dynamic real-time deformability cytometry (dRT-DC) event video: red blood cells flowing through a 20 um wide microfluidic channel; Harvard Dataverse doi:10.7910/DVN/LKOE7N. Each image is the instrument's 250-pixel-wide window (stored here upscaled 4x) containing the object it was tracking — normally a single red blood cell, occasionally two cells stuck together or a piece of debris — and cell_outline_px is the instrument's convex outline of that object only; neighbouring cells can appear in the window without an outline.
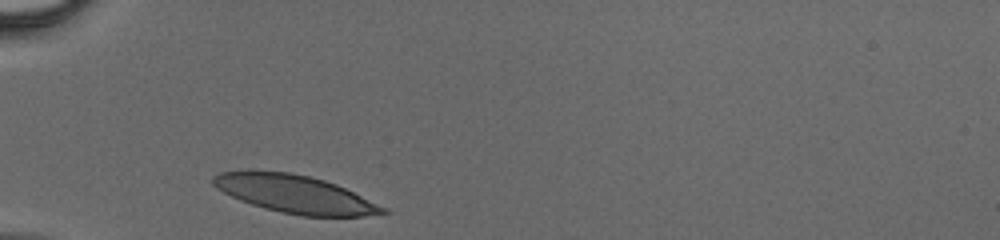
{"species": "human", "species_latin": "Homo sapiens", "temperature_condition": "cold", "stored_images_in_passage": 25, "camera_frame_rate_fps": 3000, "um_per_image_px": 0.085, "donor": {"sex": "male"}, "frame": {"image": 1, "passage_image": 1, "time_ms": 0.0, "image_size_px": [1000, 240], "cell_outline_px": [[388, 212], [360, 216], [300, 216], [280, 212], [252, 204], [240, 200], [216, 188], [212, 184], [212, 176], [220, 172], [288, 172], [308, 176], [324, 180], [336, 184], [384, 208]], "centroid_in_image_um": [25.02, 16.5], "position_along_channel_um": 60.0, "area_um2": 36.36}}
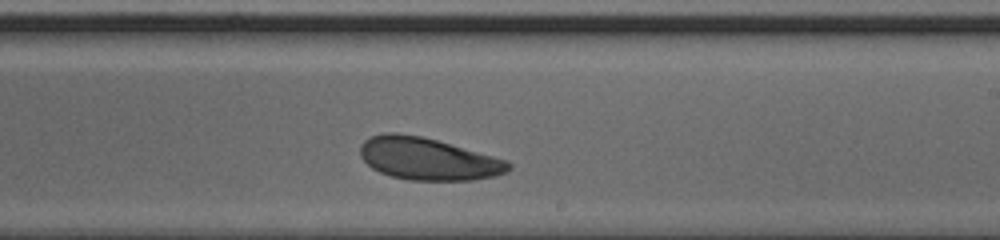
{"frame": {"image": 2, "passage_image": 15, "time_ms": 4.667, "image_size_px": [1000, 240], "cell_outline_px": [[512, 168], [508, 172], [496, 176], [472, 180], [408, 180], [392, 176], [380, 172], [372, 168], [360, 156], [360, 144], [364, 140], [372, 136], [384, 132], [396, 132], [420, 136], [436, 140], [504, 160], [512, 164]], "centroid_in_image_um": [36.34, 13.51], "position_along_channel_um": 252.7, "area_um2": 36.24}}
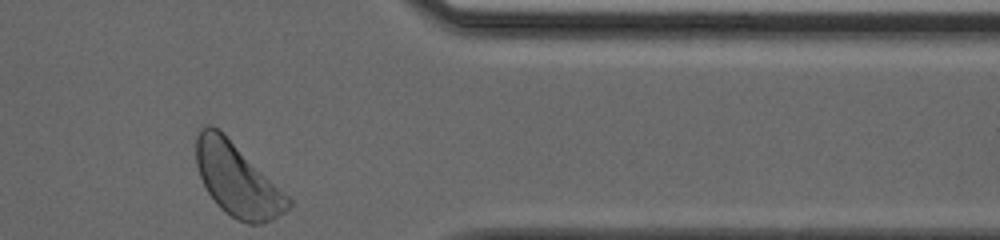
{"frame": {"image": 3, "passage_image": 25, "time_ms": 8.0, "image_size_px": [1000, 240], "cell_outline_px": [[292, 204], [284, 212], [272, 220], [260, 224], [248, 224], [236, 220], [220, 208], [216, 204], [208, 192], [200, 176], [196, 164], [196, 136], [200, 128], [208, 124], [212, 124], [288, 196], [292, 200]], "centroid_in_image_um": [20.13, 15.32], "position_along_channel_um": 391.3, "area_um2": 38.09}}